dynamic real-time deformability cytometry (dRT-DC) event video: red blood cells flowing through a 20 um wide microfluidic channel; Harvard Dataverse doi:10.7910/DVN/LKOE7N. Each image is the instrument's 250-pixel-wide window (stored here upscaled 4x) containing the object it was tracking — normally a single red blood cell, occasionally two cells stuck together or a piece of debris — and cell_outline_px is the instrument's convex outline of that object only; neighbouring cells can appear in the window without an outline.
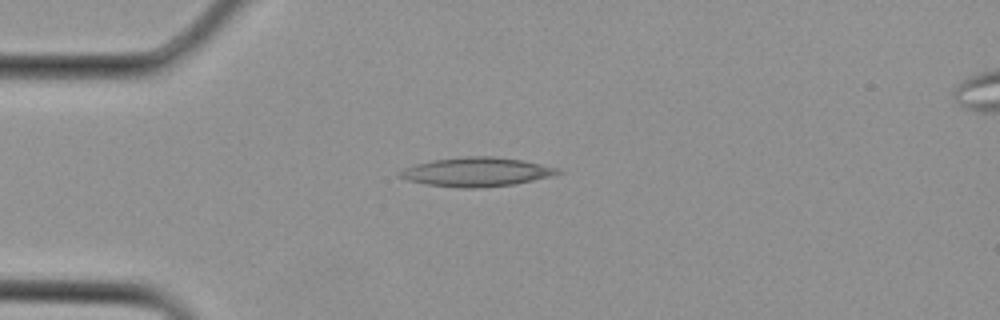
{"species": "Egyptian fruit bat (a non-hibernating species)", "species_latin": "Rousettus aegyptiacus", "temperature_condition": "cold", "stored_images_in_passage": 3, "camera_frame_rate_fps": 3000, "um_per_image_px": 0.085, "animal": {"sex": "female"}, "frame": {"image": 1, "passage_image": 2, "time_ms": 0.333, "image_size_px": [1000, 320], "cell_outline_px": [[564, 172], [552, 176], [516, 184], [476, 188], [460, 188], [428, 184], [408, 180], [396, 176], [396, 172], [404, 168], [416, 164], [432, 160], [468, 156], [492, 156], [524, 160], [560, 168]], "centroid_in_image_um": [40.53, 14.61], "position_along_channel_um": 44.5, "area_um2": 26.93}}